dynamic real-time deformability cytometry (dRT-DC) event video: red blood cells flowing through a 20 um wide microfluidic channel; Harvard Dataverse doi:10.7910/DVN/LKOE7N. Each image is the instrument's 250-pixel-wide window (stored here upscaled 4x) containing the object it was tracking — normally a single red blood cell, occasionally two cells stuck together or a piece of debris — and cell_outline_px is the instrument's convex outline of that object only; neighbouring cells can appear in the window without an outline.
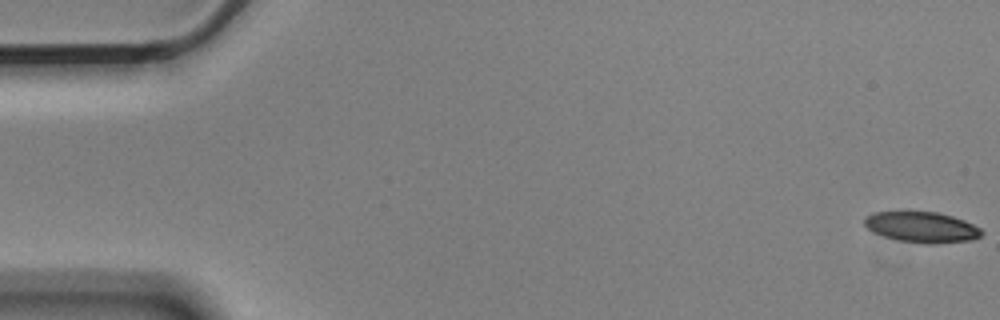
{"species": "Egyptian fruit bat (a non-hibernating species)", "species_latin": "Rousettus aegyptiacus", "temperature_condition": "cold", "stored_images_in_passage": 15, "camera_frame_rate_fps": 3000, "um_per_image_px": 0.085, "animal": {"sex": "male"}, "frame": {"image": 1, "passage_image": 1, "time_ms": 0.0, "image_size_px": [1000, 320], "cell_outline_px": [[984, 232], [980, 236], [972, 240], [932, 244], [924, 244], [900, 240], [884, 236], [872, 232], [864, 224], [864, 216], [872, 212], [908, 208], [936, 212], [952, 216], [964, 220], [980, 228]], "centroid_in_image_um": [78.28, 19.25], "position_along_channel_um": 6.7, "area_um2": 21.85}}